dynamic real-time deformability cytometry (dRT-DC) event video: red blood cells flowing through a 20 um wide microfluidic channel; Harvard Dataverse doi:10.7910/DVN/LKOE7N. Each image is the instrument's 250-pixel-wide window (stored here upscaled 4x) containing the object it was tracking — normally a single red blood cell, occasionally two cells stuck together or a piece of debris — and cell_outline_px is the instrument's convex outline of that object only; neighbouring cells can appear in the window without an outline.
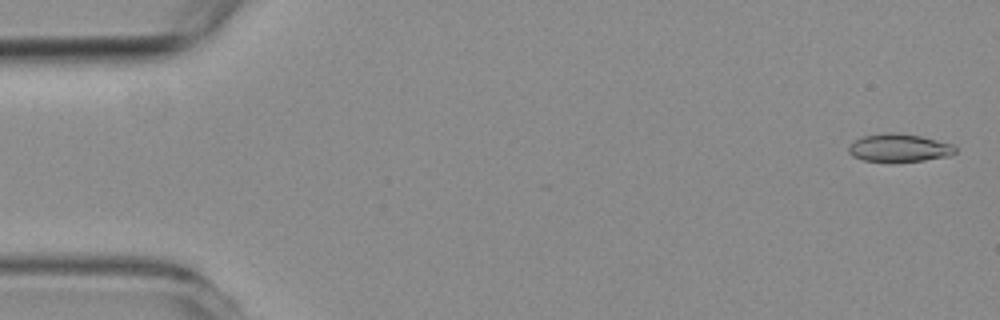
{"species": "common noctule bat (a hibernating species)", "species_latin": "Nyctalus noctula", "temperature_condition": "room temperature", "stored_images_in_passage": 54, "camera_frame_rate_fps": 3000, "um_per_image_px": 0.085, "animal": {"sex": "female", "body_mass_g": 19.3, "forearm_length_mm": 54.1}, "frame": {"image": 1, "passage_image": 2, "time_ms": 0.333, "image_size_px": [1000, 320], "cell_outline_px": [[956, 152], [952, 156], [924, 160], [864, 160], [852, 156], [848, 152], [848, 144], [860, 136], [888, 132], [892, 132], [920, 136], [952, 144], [956, 148]], "centroid_in_image_um": [76.4, 12.54], "position_along_channel_um": 8.6, "area_um2": 17.17}}
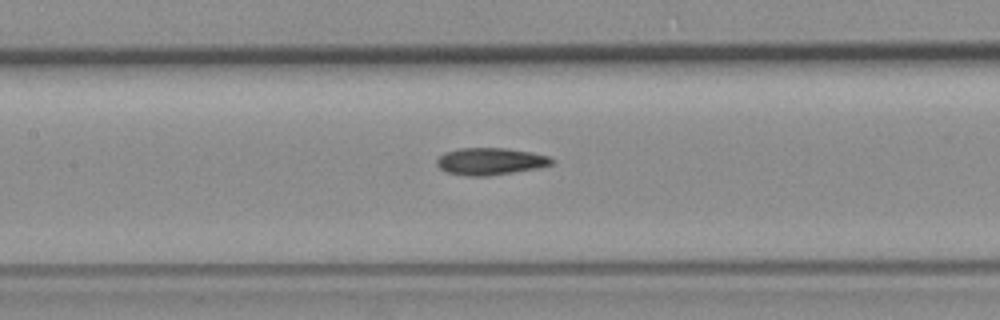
{"frame": {"image": 2, "passage_image": 25, "time_ms": 8.0, "image_size_px": [1000, 320], "cell_outline_px": [[556, 160], [552, 164], [540, 168], [488, 176], [464, 176], [444, 172], [436, 164], [436, 160], [444, 152], [460, 148], [504, 148], [528, 152], [548, 156]], "centroid_in_image_um": [41.65, 13.73], "position_along_channel_um": 165.7, "area_um2": 18.26}}
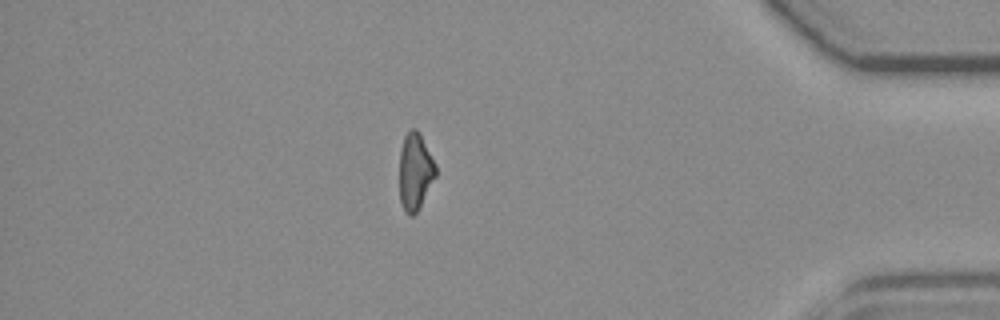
{"frame": {"image": 3, "passage_image": 47, "time_ms": 15.333, "image_size_px": [1000, 320], "cell_outline_px": [[436, 176], [416, 212], [412, 216], [408, 216], [400, 200], [400, 148], [404, 136], [412, 128], [416, 128], [420, 132], [436, 164]], "centroid_in_image_um": [35.29, 14.53], "position_along_channel_um": 399.9, "area_um2": 16.18}, "authors_computed_cell_mechanics": {"area_um2": 17.6579, "velocity_mm_per_s": 3.7872, "shape_relaxation_time_tau1_ms": 9.0639, "shape_relaxation_time_tau2_ms": 8.722, "deformation_change_tau1": 0.1915, "deformation_change_tau2": 0.1938}}